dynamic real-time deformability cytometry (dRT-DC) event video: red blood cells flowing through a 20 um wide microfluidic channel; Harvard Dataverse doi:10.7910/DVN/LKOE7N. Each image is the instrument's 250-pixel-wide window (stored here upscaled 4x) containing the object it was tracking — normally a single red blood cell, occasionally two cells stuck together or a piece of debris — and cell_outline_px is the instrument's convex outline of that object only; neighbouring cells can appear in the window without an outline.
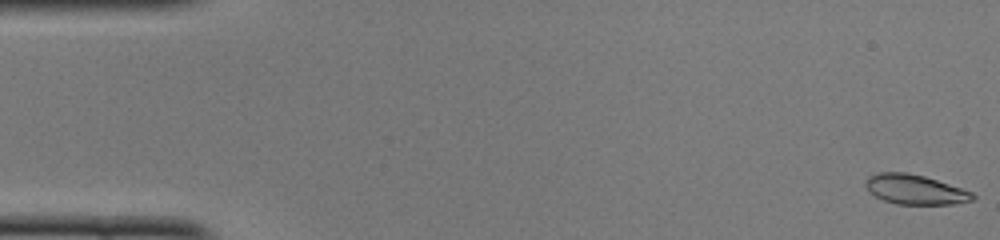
{"species": "common noctule bat (a hibernating species)", "species_latin": "Nyctalus noctula", "temperature_condition": "cold", "stored_images_in_passage": 50, "camera_frame_rate_fps": 3000, "um_per_image_px": 0.085, "animal": {"sex": "female", "body_mass_g": 22.0, "forearm_length_mm": 56.7}, "frame": {"image": 1, "passage_image": 1, "time_ms": 0.0, "image_size_px": [1000, 240], "cell_outline_px": [[976, 196], [972, 200], [956, 204], [896, 204], [884, 200], [868, 192], [864, 184], [864, 180], [868, 176], [876, 172], [908, 172], [924, 176], [972, 192]], "centroid_in_image_um": [77.72, 16.1], "position_along_channel_um": 7.3, "area_um2": 18.61}}
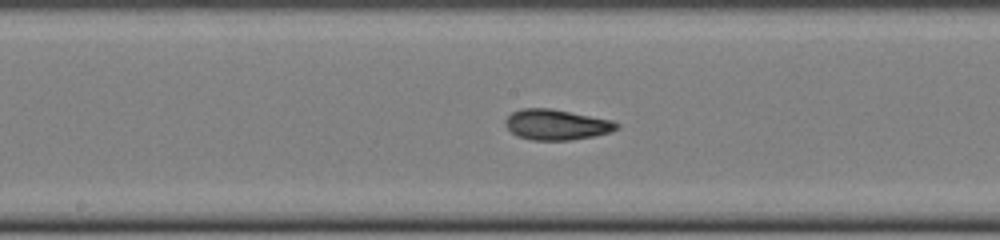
{"frame": {"image": 2, "passage_image": 26, "time_ms": 8.333, "image_size_px": [1000, 240], "cell_outline_px": [[620, 124], [612, 132], [572, 140], [532, 140], [516, 136], [504, 124], [504, 120], [512, 112], [520, 108], [552, 108], [612, 120]], "centroid_in_image_um": [47.28, 10.59], "position_along_channel_um": 200.9, "area_um2": 19.88}}
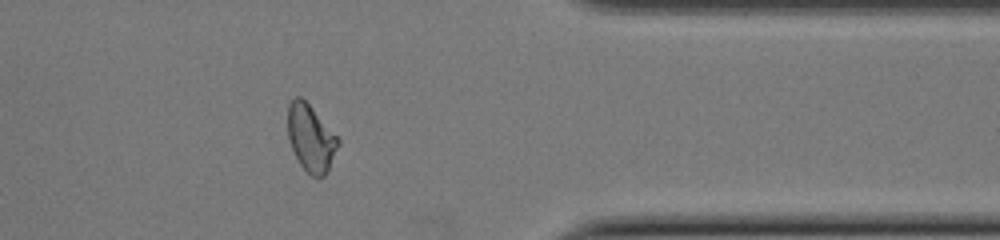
{"frame": {"image": 3, "passage_image": 41, "time_ms": 13.333, "image_size_px": [1000, 240], "cell_outline_px": [[340, 144], [324, 176], [312, 176], [300, 164], [292, 148], [288, 136], [288, 104], [296, 96], [300, 96], [308, 104], [340, 140]], "centroid_in_image_um": [26.41, 11.73], "position_along_channel_um": 385.0, "area_um2": 19.07}, "authors_computed_cell_mechanics": {"area_um2": 19.4497, "velocity_mm_per_s": 3.9824, "shape_relaxation_time_tau1_ms": 10.9259, "shape_relaxation_time_tau2_ms": 1.7401, "deformation_change_tau1": 0.2497, "deformation_change_tau2": 0.0682}}